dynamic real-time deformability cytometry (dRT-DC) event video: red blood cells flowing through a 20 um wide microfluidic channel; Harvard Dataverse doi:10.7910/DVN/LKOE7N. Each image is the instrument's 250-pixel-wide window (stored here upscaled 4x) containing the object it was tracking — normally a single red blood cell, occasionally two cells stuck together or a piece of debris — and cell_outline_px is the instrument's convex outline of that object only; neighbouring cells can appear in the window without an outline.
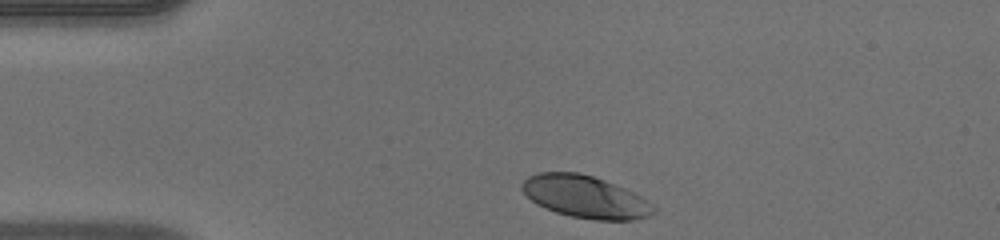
{"species": "human", "species_latin": "Homo sapiens", "temperature_condition": "warm", "stored_images_in_passage": 32, "camera_frame_rate_fps": 3000, "um_per_image_px": 0.085, "donor": {"sex": "male"}, "frame": {"image": 1, "passage_image": 1, "time_ms": 0.0, "image_size_px": [1000, 240], "cell_outline_px": [[656, 212], [648, 216], [636, 220], [596, 220], [572, 216], [556, 212], [544, 208], [536, 204], [520, 188], [520, 184], [528, 176], [536, 172], [580, 172], [604, 180], [624, 188], [640, 196], [652, 204], [656, 208]], "centroid_in_image_um": [49.73, 16.72], "position_along_channel_um": 35.3, "area_um2": 32.43}}
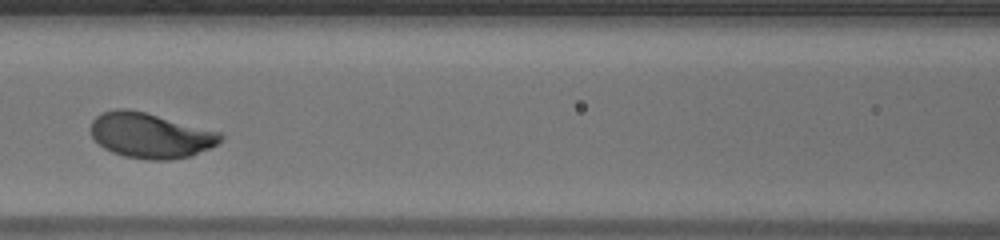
{"frame": {"image": 2, "passage_image": 13, "time_ms": 4.0, "image_size_px": [1000, 240], "cell_outline_px": [[224, 136], [216, 144], [192, 156], [172, 160], [148, 160], [124, 156], [112, 152], [104, 148], [92, 136], [92, 120], [96, 116], [104, 112], [116, 108], [124, 108], [144, 112], [220, 132]], "centroid_in_image_um": [12.78, 11.52], "position_along_channel_um": 153.8, "area_um2": 33.87}}
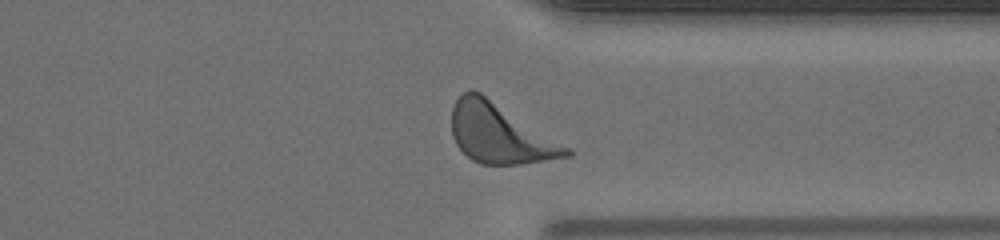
{"frame": {"image": 3, "passage_image": 29, "time_ms": 9.333, "image_size_px": [1000, 240], "cell_outline_px": [[572, 156], [520, 164], [480, 164], [472, 160], [456, 144], [452, 136], [452, 108], [456, 100], [464, 92], [480, 92], [572, 148]], "centroid_in_image_um": [42.52, 11.37], "position_along_channel_um": 368.9, "area_um2": 39.54}, "authors_computed_cell_mechanics": {"area_um2": 33.524, "velocity_mm_per_s": 4.056, "shape_relaxation_time_tau1_ms": 1.8856, "shape_relaxation_time_tau2_ms": null, "deformation_change_tau1": 0.1706, "deformation_change_tau2": null}}